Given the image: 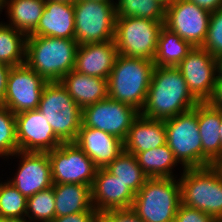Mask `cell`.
<instances>
[{"mask_svg":"<svg viewBox=\"0 0 222 222\" xmlns=\"http://www.w3.org/2000/svg\"><path fill=\"white\" fill-rule=\"evenodd\" d=\"M19 151L16 136V116L0 104V157L6 158Z\"/></svg>","mask_w":222,"mask_h":222,"instance_id":"d6a6232c","label":"cell"},{"mask_svg":"<svg viewBox=\"0 0 222 222\" xmlns=\"http://www.w3.org/2000/svg\"><path fill=\"white\" fill-rule=\"evenodd\" d=\"M45 81L26 64L11 67L2 105L14 114L38 109Z\"/></svg>","mask_w":222,"mask_h":222,"instance_id":"4fadbf2b","label":"cell"},{"mask_svg":"<svg viewBox=\"0 0 222 222\" xmlns=\"http://www.w3.org/2000/svg\"><path fill=\"white\" fill-rule=\"evenodd\" d=\"M10 69V66L0 63V104L3 103L6 95L7 79Z\"/></svg>","mask_w":222,"mask_h":222,"instance_id":"74e56055","label":"cell"},{"mask_svg":"<svg viewBox=\"0 0 222 222\" xmlns=\"http://www.w3.org/2000/svg\"><path fill=\"white\" fill-rule=\"evenodd\" d=\"M46 0H6L9 26L31 35L39 24Z\"/></svg>","mask_w":222,"mask_h":222,"instance_id":"d4e9b609","label":"cell"},{"mask_svg":"<svg viewBox=\"0 0 222 222\" xmlns=\"http://www.w3.org/2000/svg\"><path fill=\"white\" fill-rule=\"evenodd\" d=\"M208 102L217 108H222V80H216L215 89Z\"/></svg>","mask_w":222,"mask_h":222,"instance_id":"ab89813d","label":"cell"},{"mask_svg":"<svg viewBox=\"0 0 222 222\" xmlns=\"http://www.w3.org/2000/svg\"><path fill=\"white\" fill-rule=\"evenodd\" d=\"M0 222H28L24 219H8V218H0Z\"/></svg>","mask_w":222,"mask_h":222,"instance_id":"7bdbcfd3","label":"cell"},{"mask_svg":"<svg viewBox=\"0 0 222 222\" xmlns=\"http://www.w3.org/2000/svg\"><path fill=\"white\" fill-rule=\"evenodd\" d=\"M13 156L20 157V164L14 178L8 182L23 196L28 198L53 186L48 152L19 150Z\"/></svg>","mask_w":222,"mask_h":222,"instance_id":"2e32d148","label":"cell"},{"mask_svg":"<svg viewBox=\"0 0 222 222\" xmlns=\"http://www.w3.org/2000/svg\"><path fill=\"white\" fill-rule=\"evenodd\" d=\"M166 144L164 120L152 119L141 114L134 120L124 141V151L133 155Z\"/></svg>","mask_w":222,"mask_h":222,"instance_id":"7402d4cb","label":"cell"},{"mask_svg":"<svg viewBox=\"0 0 222 222\" xmlns=\"http://www.w3.org/2000/svg\"><path fill=\"white\" fill-rule=\"evenodd\" d=\"M164 23L144 18L116 17L114 42L118 54L153 61Z\"/></svg>","mask_w":222,"mask_h":222,"instance_id":"52a82bcc","label":"cell"},{"mask_svg":"<svg viewBox=\"0 0 222 222\" xmlns=\"http://www.w3.org/2000/svg\"><path fill=\"white\" fill-rule=\"evenodd\" d=\"M211 12L189 0H174L165 6L164 26L193 47L204 44Z\"/></svg>","mask_w":222,"mask_h":222,"instance_id":"7c38bea8","label":"cell"},{"mask_svg":"<svg viewBox=\"0 0 222 222\" xmlns=\"http://www.w3.org/2000/svg\"><path fill=\"white\" fill-rule=\"evenodd\" d=\"M27 198L12 184L0 183V218L26 220Z\"/></svg>","mask_w":222,"mask_h":222,"instance_id":"4dcf8cb0","label":"cell"},{"mask_svg":"<svg viewBox=\"0 0 222 222\" xmlns=\"http://www.w3.org/2000/svg\"><path fill=\"white\" fill-rule=\"evenodd\" d=\"M55 217L97 211L91 200V187L85 184H53Z\"/></svg>","mask_w":222,"mask_h":222,"instance_id":"cb8c5ba5","label":"cell"},{"mask_svg":"<svg viewBox=\"0 0 222 222\" xmlns=\"http://www.w3.org/2000/svg\"><path fill=\"white\" fill-rule=\"evenodd\" d=\"M98 222H144L131 209L108 210L98 214Z\"/></svg>","mask_w":222,"mask_h":222,"instance_id":"d590c367","label":"cell"},{"mask_svg":"<svg viewBox=\"0 0 222 222\" xmlns=\"http://www.w3.org/2000/svg\"><path fill=\"white\" fill-rule=\"evenodd\" d=\"M179 181L181 204L222 221V178L212 165L184 169Z\"/></svg>","mask_w":222,"mask_h":222,"instance_id":"5b68a950","label":"cell"},{"mask_svg":"<svg viewBox=\"0 0 222 222\" xmlns=\"http://www.w3.org/2000/svg\"><path fill=\"white\" fill-rule=\"evenodd\" d=\"M162 4H164L165 6L169 5L170 3H172L174 0H159Z\"/></svg>","mask_w":222,"mask_h":222,"instance_id":"7dc6e473","label":"cell"},{"mask_svg":"<svg viewBox=\"0 0 222 222\" xmlns=\"http://www.w3.org/2000/svg\"><path fill=\"white\" fill-rule=\"evenodd\" d=\"M135 193L105 168H98L91 186V200L98 213L131 209Z\"/></svg>","mask_w":222,"mask_h":222,"instance_id":"e0dca14e","label":"cell"},{"mask_svg":"<svg viewBox=\"0 0 222 222\" xmlns=\"http://www.w3.org/2000/svg\"><path fill=\"white\" fill-rule=\"evenodd\" d=\"M166 143L183 169L202 167V142L197 122V105L164 120Z\"/></svg>","mask_w":222,"mask_h":222,"instance_id":"ba28073f","label":"cell"},{"mask_svg":"<svg viewBox=\"0 0 222 222\" xmlns=\"http://www.w3.org/2000/svg\"><path fill=\"white\" fill-rule=\"evenodd\" d=\"M176 68L199 102L208 101L212 97L217 79L216 58L212 54L203 47H193Z\"/></svg>","mask_w":222,"mask_h":222,"instance_id":"5bb4252c","label":"cell"},{"mask_svg":"<svg viewBox=\"0 0 222 222\" xmlns=\"http://www.w3.org/2000/svg\"><path fill=\"white\" fill-rule=\"evenodd\" d=\"M116 17H135L165 22V5L159 0H117Z\"/></svg>","mask_w":222,"mask_h":222,"instance_id":"f546056e","label":"cell"},{"mask_svg":"<svg viewBox=\"0 0 222 222\" xmlns=\"http://www.w3.org/2000/svg\"><path fill=\"white\" fill-rule=\"evenodd\" d=\"M118 55L114 41L79 45L74 69L92 77L108 79Z\"/></svg>","mask_w":222,"mask_h":222,"instance_id":"d6986e66","label":"cell"},{"mask_svg":"<svg viewBox=\"0 0 222 222\" xmlns=\"http://www.w3.org/2000/svg\"><path fill=\"white\" fill-rule=\"evenodd\" d=\"M98 168H105L124 151V141L105 131L80 127L74 142Z\"/></svg>","mask_w":222,"mask_h":222,"instance_id":"ac0fdd59","label":"cell"},{"mask_svg":"<svg viewBox=\"0 0 222 222\" xmlns=\"http://www.w3.org/2000/svg\"><path fill=\"white\" fill-rule=\"evenodd\" d=\"M176 178H148L135 194L131 210L144 222H173L181 204Z\"/></svg>","mask_w":222,"mask_h":222,"instance_id":"277c9868","label":"cell"},{"mask_svg":"<svg viewBox=\"0 0 222 222\" xmlns=\"http://www.w3.org/2000/svg\"><path fill=\"white\" fill-rule=\"evenodd\" d=\"M80 1H93V2H107V3H116L113 0H80Z\"/></svg>","mask_w":222,"mask_h":222,"instance_id":"f6af8a7d","label":"cell"},{"mask_svg":"<svg viewBox=\"0 0 222 222\" xmlns=\"http://www.w3.org/2000/svg\"><path fill=\"white\" fill-rule=\"evenodd\" d=\"M97 211H85L67 216L55 217L51 222H98Z\"/></svg>","mask_w":222,"mask_h":222,"instance_id":"8d00e7d4","label":"cell"},{"mask_svg":"<svg viewBox=\"0 0 222 222\" xmlns=\"http://www.w3.org/2000/svg\"><path fill=\"white\" fill-rule=\"evenodd\" d=\"M60 83L81 109L108 97L107 79L92 77L75 69L66 74Z\"/></svg>","mask_w":222,"mask_h":222,"instance_id":"603a6c76","label":"cell"},{"mask_svg":"<svg viewBox=\"0 0 222 222\" xmlns=\"http://www.w3.org/2000/svg\"><path fill=\"white\" fill-rule=\"evenodd\" d=\"M220 128H219V132H220V140H221V154H222V108H220Z\"/></svg>","mask_w":222,"mask_h":222,"instance_id":"ee69618b","label":"cell"},{"mask_svg":"<svg viewBox=\"0 0 222 222\" xmlns=\"http://www.w3.org/2000/svg\"><path fill=\"white\" fill-rule=\"evenodd\" d=\"M38 110L63 142H75L82 124V109L60 82H47Z\"/></svg>","mask_w":222,"mask_h":222,"instance_id":"8992f818","label":"cell"},{"mask_svg":"<svg viewBox=\"0 0 222 222\" xmlns=\"http://www.w3.org/2000/svg\"><path fill=\"white\" fill-rule=\"evenodd\" d=\"M195 3L200 8L208 10L209 12H214L222 8V0H189Z\"/></svg>","mask_w":222,"mask_h":222,"instance_id":"f35d334b","label":"cell"},{"mask_svg":"<svg viewBox=\"0 0 222 222\" xmlns=\"http://www.w3.org/2000/svg\"><path fill=\"white\" fill-rule=\"evenodd\" d=\"M78 43L74 39L27 36L25 64L47 82H60L74 70Z\"/></svg>","mask_w":222,"mask_h":222,"instance_id":"7a4b0ae2","label":"cell"},{"mask_svg":"<svg viewBox=\"0 0 222 222\" xmlns=\"http://www.w3.org/2000/svg\"><path fill=\"white\" fill-rule=\"evenodd\" d=\"M105 169L118 177L135 194L148 179V176L139 166L136 156L125 151L109 163Z\"/></svg>","mask_w":222,"mask_h":222,"instance_id":"f1b7e54d","label":"cell"},{"mask_svg":"<svg viewBox=\"0 0 222 222\" xmlns=\"http://www.w3.org/2000/svg\"><path fill=\"white\" fill-rule=\"evenodd\" d=\"M154 62L118 55L107 79L108 97L141 111L145 105Z\"/></svg>","mask_w":222,"mask_h":222,"instance_id":"3957f363","label":"cell"},{"mask_svg":"<svg viewBox=\"0 0 222 222\" xmlns=\"http://www.w3.org/2000/svg\"><path fill=\"white\" fill-rule=\"evenodd\" d=\"M51 1L65 2V3H73L75 0H51Z\"/></svg>","mask_w":222,"mask_h":222,"instance_id":"c3c4849f","label":"cell"},{"mask_svg":"<svg viewBox=\"0 0 222 222\" xmlns=\"http://www.w3.org/2000/svg\"><path fill=\"white\" fill-rule=\"evenodd\" d=\"M212 166L217 170L222 178V154L214 161Z\"/></svg>","mask_w":222,"mask_h":222,"instance_id":"b9f144b4","label":"cell"},{"mask_svg":"<svg viewBox=\"0 0 222 222\" xmlns=\"http://www.w3.org/2000/svg\"><path fill=\"white\" fill-rule=\"evenodd\" d=\"M197 122L202 142V167L211 166L221 155L220 108L208 101L199 102Z\"/></svg>","mask_w":222,"mask_h":222,"instance_id":"44dd1931","label":"cell"},{"mask_svg":"<svg viewBox=\"0 0 222 222\" xmlns=\"http://www.w3.org/2000/svg\"><path fill=\"white\" fill-rule=\"evenodd\" d=\"M202 47L215 58L222 55V8L211 12L207 37Z\"/></svg>","mask_w":222,"mask_h":222,"instance_id":"836d02e7","label":"cell"},{"mask_svg":"<svg viewBox=\"0 0 222 222\" xmlns=\"http://www.w3.org/2000/svg\"><path fill=\"white\" fill-rule=\"evenodd\" d=\"M16 116L18 149L24 152H49L63 143L54 133L46 117L38 109Z\"/></svg>","mask_w":222,"mask_h":222,"instance_id":"9a60e30c","label":"cell"},{"mask_svg":"<svg viewBox=\"0 0 222 222\" xmlns=\"http://www.w3.org/2000/svg\"><path fill=\"white\" fill-rule=\"evenodd\" d=\"M48 157L53 184L92 186L98 167L74 142L61 143Z\"/></svg>","mask_w":222,"mask_h":222,"instance_id":"30bf717a","label":"cell"},{"mask_svg":"<svg viewBox=\"0 0 222 222\" xmlns=\"http://www.w3.org/2000/svg\"><path fill=\"white\" fill-rule=\"evenodd\" d=\"M4 7H6V0H0V12H2Z\"/></svg>","mask_w":222,"mask_h":222,"instance_id":"bcb514c9","label":"cell"},{"mask_svg":"<svg viewBox=\"0 0 222 222\" xmlns=\"http://www.w3.org/2000/svg\"><path fill=\"white\" fill-rule=\"evenodd\" d=\"M73 5L78 45L114 41L115 3L75 0Z\"/></svg>","mask_w":222,"mask_h":222,"instance_id":"9c48e42d","label":"cell"},{"mask_svg":"<svg viewBox=\"0 0 222 222\" xmlns=\"http://www.w3.org/2000/svg\"><path fill=\"white\" fill-rule=\"evenodd\" d=\"M139 115L135 107L107 97L82 109L81 127L99 129L125 141Z\"/></svg>","mask_w":222,"mask_h":222,"instance_id":"8fae6325","label":"cell"},{"mask_svg":"<svg viewBox=\"0 0 222 222\" xmlns=\"http://www.w3.org/2000/svg\"><path fill=\"white\" fill-rule=\"evenodd\" d=\"M27 36L9 26L0 23V63L10 67L25 64Z\"/></svg>","mask_w":222,"mask_h":222,"instance_id":"83f0119b","label":"cell"},{"mask_svg":"<svg viewBox=\"0 0 222 222\" xmlns=\"http://www.w3.org/2000/svg\"><path fill=\"white\" fill-rule=\"evenodd\" d=\"M28 222H51L55 218V196L53 186L27 198Z\"/></svg>","mask_w":222,"mask_h":222,"instance_id":"1f68e13d","label":"cell"},{"mask_svg":"<svg viewBox=\"0 0 222 222\" xmlns=\"http://www.w3.org/2000/svg\"><path fill=\"white\" fill-rule=\"evenodd\" d=\"M75 14L73 3L46 0L39 24L29 36L74 39Z\"/></svg>","mask_w":222,"mask_h":222,"instance_id":"ffe728a7","label":"cell"},{"mask_svg":"<svg viewBox=\"0 0 222 222\" xmlns=\"http://www.w3.org/2000/svg\"><path fill=\"white\" fill-rule=\"evenodd\" d=\"M137 162L148 178H174L172 170L178 161L174 157L168 144L139 152L136 155Z\"/></svg>","mask_w":222,"mask_h":222,"instance_id":"4316f807","label":"cell"},{"mask_svg":"<svg viewBox=\"0 0 222 222\" xmlns=\"http://www.w3.org/2000/svg\"><path fill=\"white\" fill-rule=\"evenodd\" d=\"M198 103L176 67L155 66L140 114L147 118L167 120L192 110Z\"/></svg>","mask_w":222,"mask_h":222,"instance_id":"6da1fadb","label":"cell"},{"mask_svg":"<svg viewBox=\"0 0 222 222\" xmlns=\"http://www.w3.org/2000/svg\"><path fill=\"white\" fill-rule=\"evenodd\" d=\"M193 46L176 33L163 26L157 42L154 65L159 67H176Z\"/></svg>","mask_w":222,"mask_h":222,"instance_id":"484cf974","label":"cell"},{"mask_svg":"<svg viewBox=\"0 0 222 222\" xmlns=\"http://www.w3.org/2000/svg\"><path fill=\"white\" fill-rule=\"evenodd\" d=\"M217 79L222 80V55L216 58Z\"/></svg>","mask_w":222,"mask_h":222,"instance_id":"60d3db41","label":"cell"},{"mask_svg":"<svg viewBox=\"0 0 222 222\" xmlns=\"http://www.w3.org/2000/svg\"><path fill=\"white\" fill-rule=\"evenodd\" d=\"M173 222H218L214 217L200 211L198 209L179 205Z\"/></svg>","mask_w":222,"mask_h":222,"instance_id":"e575fe53","label":"cell"}]
</instances>
